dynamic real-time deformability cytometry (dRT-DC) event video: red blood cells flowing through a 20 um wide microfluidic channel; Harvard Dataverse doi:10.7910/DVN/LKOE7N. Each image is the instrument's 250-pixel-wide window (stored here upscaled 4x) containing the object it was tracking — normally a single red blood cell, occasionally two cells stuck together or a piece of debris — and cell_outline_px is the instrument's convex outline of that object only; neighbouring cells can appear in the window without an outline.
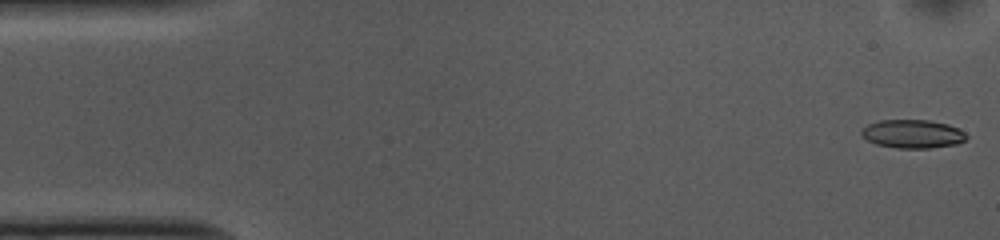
{"species": "common noctule bat (a hibernating species)", "species_latin": "Nyctalus noctula", "temperature_condition": "cold", "stored_images_in_passage": 53, "camera_frame_rate_fps": 3000, "um_per_image_px": 0.085, "animal": {"sex": "female", "body_mass_g": 10.0, "forearm_length_mm": 53.1}, "frame": {"image": 1, "passage_image": 1, "time_ms": 0.0, "image_size_px": [1000, 240], "cell_outline_px": [[968, 136], [964, 140], [956, 144], [932, 148], [896, 148], [876, 144], [860, 136], [860, 132], [868, 124], [880, 120], [928, 120], [948, 124], [964, 132]], "centroid_in_image_um": [77.55, 11.38], "position_along_channel_um": 7.4, "area_um2": 17.4}}
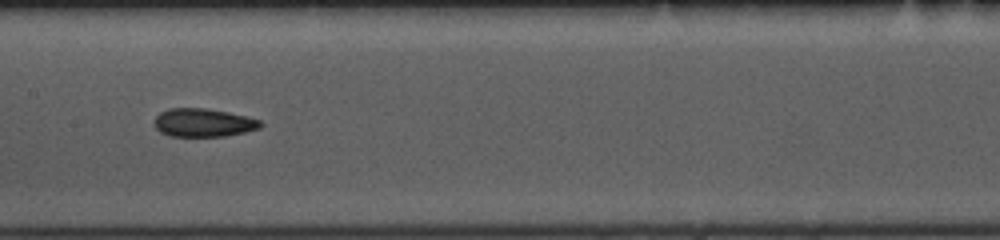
{"frame": {"image": 2, "passage_image": 25, "time_ms": 8.0, "image_size_px": [1000, 240], "cell_outline_px": [[264, 124], [260, 128], [244, 132], [224, 136], [168, 136], [160, 132], [156, 128], [156, 116], [160, 112], [168, 108], [204, 108], [228, 112], [248, 116], [260, 120]], "centroid_in_image_um": [17.31, 10.42], "position_along_channel_um": 190.1, "area_um2": 17.51}}
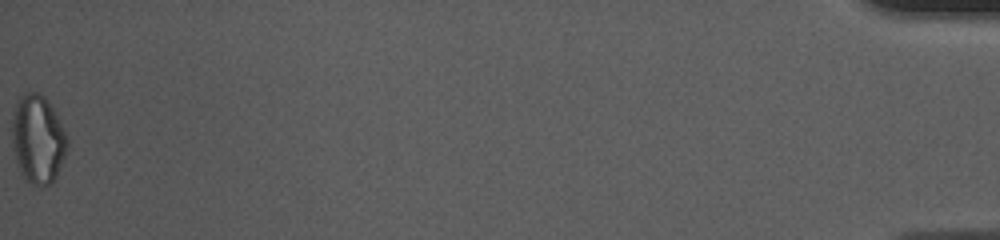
{"frame": {"image": 3, "passage_image": 53, "time_ms": 17.333, "image_size_px": [1000, 240], "cell_outline_px": [[68, 144], [64, 156], [56, 176], [48, 184], [32, 184], [20, 172], [16, 160], [12, 144], [12, 116], [16, 100], [24, 92], [36, 92], [44, 96], [56, 112], [68, 140]], "centroid_in_image_um": [3.19, 11.76], "position_along_channel_um": 432.0, "area_um2": 28.21}, "authors_computed_cell_mechanics": {"area_um2": 17.9758, "velocity_mm_per_s": 3.7175, "shape_relaxation_time_tau1_ms": 6.1609, "shape_relaxation_time_tau2_ms": 3.9076, "deformation_change_tau1": 0.1357, "deformation_change_tau2": 0.102}}